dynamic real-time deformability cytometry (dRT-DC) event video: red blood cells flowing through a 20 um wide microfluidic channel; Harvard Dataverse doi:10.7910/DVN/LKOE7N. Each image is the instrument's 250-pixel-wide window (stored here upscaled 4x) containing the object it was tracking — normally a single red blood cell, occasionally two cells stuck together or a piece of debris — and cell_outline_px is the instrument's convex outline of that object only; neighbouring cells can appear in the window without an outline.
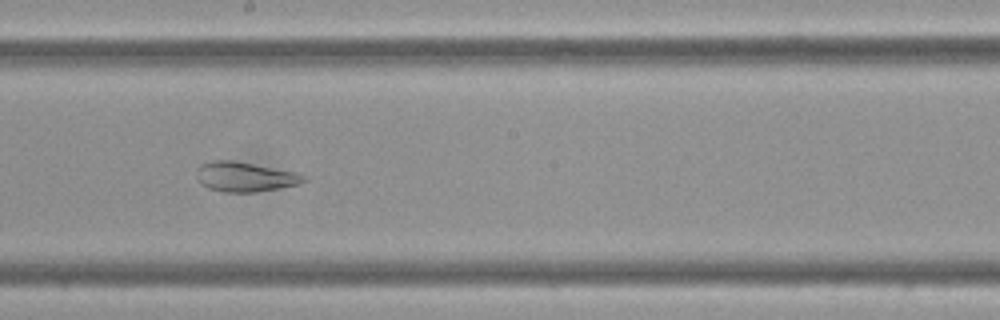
{"species": "Egyptian fruit bat (a non-hibernating species)", "species_latin": "Rousettus aegyptiacus", "temperature_condition": "cold", "stored_images_in_passage": 42, "camera_frame_rate_fps": 3000, "um_per_image_px": 0.085, "frame": {"image": 1, "passage_image": 15, "time_ms": 4.667, "image_size_px": [1000, 320], "cell_outline_px": [[308, 180], [300, 184], [256, 192], [224, 192], [208, 188], [200, 184], [196, 176], [196, 168], [200, 164], [212, 160], [232, 160], [300, 172], [308, 176]], "centroid_in_image_um": [20.85, 15.02], "position_along_channel_um": 227.3, "area_um2": 19.02}}
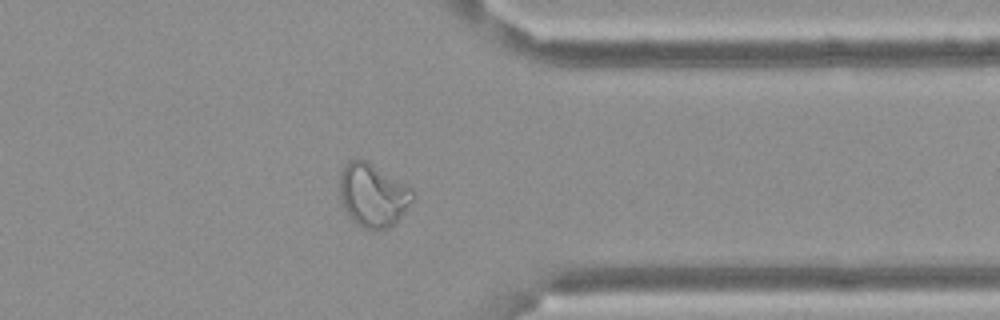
{"frame": {"image": 2, "passage_image": 29, "time_ms": 9.333, "image_size_px": [1000, 320], "cell_outline_px": [[416, 196], [396, 224], [388, 228], [376, 232], [364, 228], [356, 224], [344, 212], [340, 200], [340, 172], [344, 164], [348, 160], [364, 160], [372, 164], [412, 188], [416, 192]], "centroid_in_image_um": [31.7, 16.64], "position_along_channel_um": 379.7, "area_um2": 27.46}}
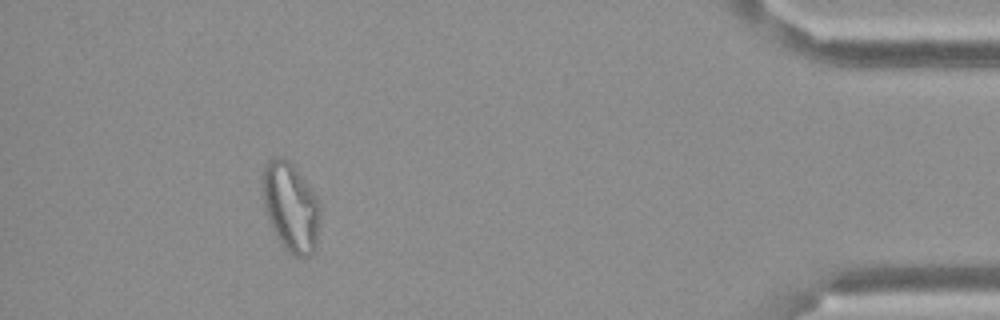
{"frame": {"image": 3, "passage_image": 36, "time_ms": 11.667, "image_size_px": [1000, 320], "cell_outline_px": [[320, 212], [316, 248], [312, 256], [292, 256], [284, 248], [264, 208], [260, 188], [264, 160], [276, 156], [280, 156], [288, 160], [296, 168], [320, 200]], "centroid_in_image_um": [24.7, 17.54], "position_along_channel_um": 410.5, "area_um2": 30.4}}